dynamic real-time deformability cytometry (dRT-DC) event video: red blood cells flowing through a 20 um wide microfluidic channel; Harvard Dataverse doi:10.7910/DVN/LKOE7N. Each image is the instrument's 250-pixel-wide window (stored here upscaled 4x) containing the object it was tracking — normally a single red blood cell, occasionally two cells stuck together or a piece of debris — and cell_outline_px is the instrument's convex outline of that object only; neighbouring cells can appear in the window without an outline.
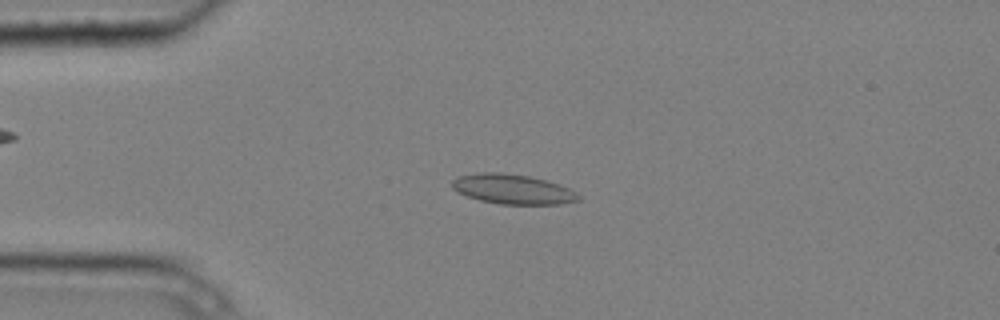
{"species": "common noctule bat (a hibernating species)", "species_latin": "Nyctalus noctula", "temperature_condition": "cold", "stored_images_in_passage": 5, "camera_frame_rate_fps": 3000, "um_per_image_px": 0.085, "animal": {"sex": "male", "body_mass_g": 20.4}, "frame": {"image": 1, "passage_image": 4, "time_ms": 1.0, "image_size_px": [1000, 320], "cell_outline_px": [[580, 200], [560, 204], [500, 204], [480, 200], [456, 192], [452, 188], [452, 180], [460, 176], [480, 172], [500, 172], [528, 176], [560, 184], [568, 188], [580, 196]], "centroid_in_image_um": [43.56, 16.08], "position_along_channel_um": 41.4, "area_um2": 21.79}}